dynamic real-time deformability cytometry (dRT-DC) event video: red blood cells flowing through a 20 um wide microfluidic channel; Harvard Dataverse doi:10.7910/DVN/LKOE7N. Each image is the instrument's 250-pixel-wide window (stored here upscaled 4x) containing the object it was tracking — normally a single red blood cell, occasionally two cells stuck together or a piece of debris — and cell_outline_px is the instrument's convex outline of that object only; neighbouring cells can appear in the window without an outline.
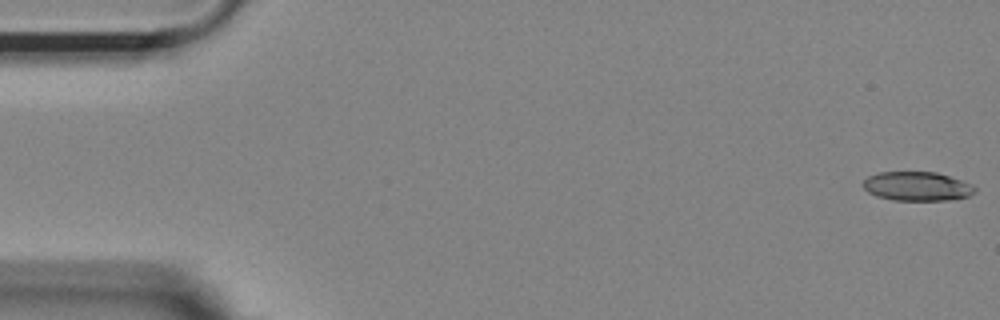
{"species": "Egyptian fruit bat (a non-hibernating species)", "species_latin": "Rousettus aegyptiacus", "temperature_condition": "room temperature", "stored_images_in_passage": 9, "camera_frame_rate_fps": 3000, "um_per_image_px": 0.085, "animal": {"sex": "female"}, "frame": {"image": 1, "passage_image": 1, "time_ms": 0.0, "image_size_px": [1000, 320], "cell_outline_px": [[976, 192], [968, 196], [948, 200], [892, 200], [876, 196], [868, 192], [864, 188], [864, 180], [868, 176], [880, 172], [936, 172], [972, 184], [976, 188]], "centroid_in_image_um": [77.95, 15.84], "position_along_channel_um": 7.0, "area_um2": 18.84}}